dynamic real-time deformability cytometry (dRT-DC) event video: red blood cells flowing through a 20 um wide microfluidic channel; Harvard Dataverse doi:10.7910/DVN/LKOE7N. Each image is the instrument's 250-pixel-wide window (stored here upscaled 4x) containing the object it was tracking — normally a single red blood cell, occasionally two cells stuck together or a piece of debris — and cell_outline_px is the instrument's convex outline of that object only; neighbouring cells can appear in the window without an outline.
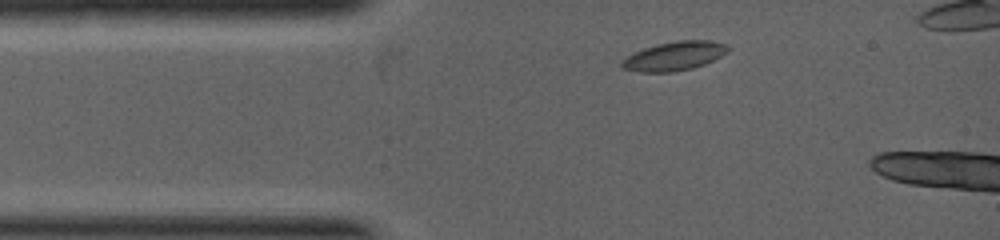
{"species": "common noctule bat (a hibernating species)", "species_latin": "Nyctalus noctula", "temperature_condition": "warm", "stored_images_in_passage": 4, "camera_frame_rate_fps": 5000, "um_per_image_px": 0.085, "animal": {"sex": "female", "body_mass_g": 19.0, "forearm_length_mm": 53.3}, "frame": {"image": 1, "passage_image": 1, "time_ms": 0.0, "image_size_px": [1000, 240], "cell_outline_px": [[728, 52], [704, 64], [692, 68], [672, 72], [640, 72], [624, 68], [620, 64], [620, 60], [644, 48], [656, 44], [676, 40], [712, 40], [728, 44]], "centroid_in_image_um": [57.33, 4.75], "position_along_channel_um": 27.7, "area_um2": 17.86}}
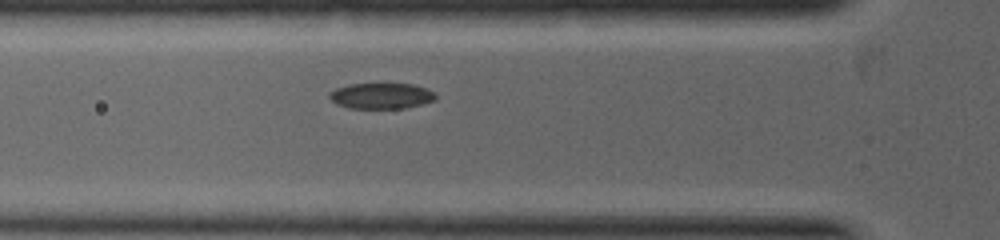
{"frame": {"image": 2, "passage_image": 4, "time_ms": 1.2, "image_size_px": [1000, 240], "cell_outline_px": [[436, 100], [404, 108], [348, 108], [336, 104], [328, 96], [328, 92], [336, 88], [348, 84], [412, 84], [424, 88], [432, 92], [436, 96]], "centroid_in_image_um": [32.35, 8.15], "position_along_channel_um": 93.4, "area_um2": 15.84}}